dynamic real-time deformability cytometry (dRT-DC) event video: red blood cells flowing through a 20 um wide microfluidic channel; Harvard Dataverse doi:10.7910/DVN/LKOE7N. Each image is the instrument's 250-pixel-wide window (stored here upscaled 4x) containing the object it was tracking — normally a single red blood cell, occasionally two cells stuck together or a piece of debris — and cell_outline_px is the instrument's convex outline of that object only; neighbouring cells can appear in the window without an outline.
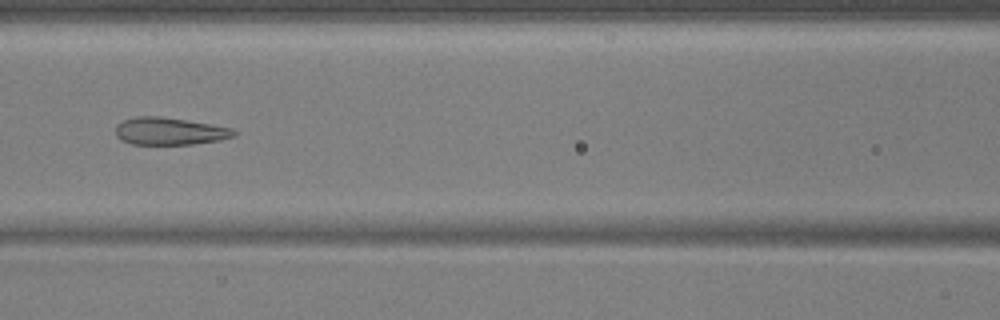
{"species": "common noctule bat (a hibernating species)", "species_latin": "Nyctalus noctula", "temperature_condition": "warm", "stored_images_in_passage": 54, "camera_frame_rate_fps": 3000, "um_per_image_px": 0.085, "animal": {"sex": "male", "body_mass_g": 17.9, "forearm_length_mm": 54.2}, "frame": {"image": 1, "passage_image": 24, "time_ms": 7.667, "image_size_px": [1000, 320], "cell_outline_px": [[236, 136], [220, 140], [192, 144], [132, 144], [120, 140], [116, 136], [116, 124], [124, 120], [136, 116], [160, 116], [232, 128], [236, 132]], "centroid_in_image_um": [14.38, 11.16], "position_along_channel_um": 152.2, "area_um2": 18.79}}
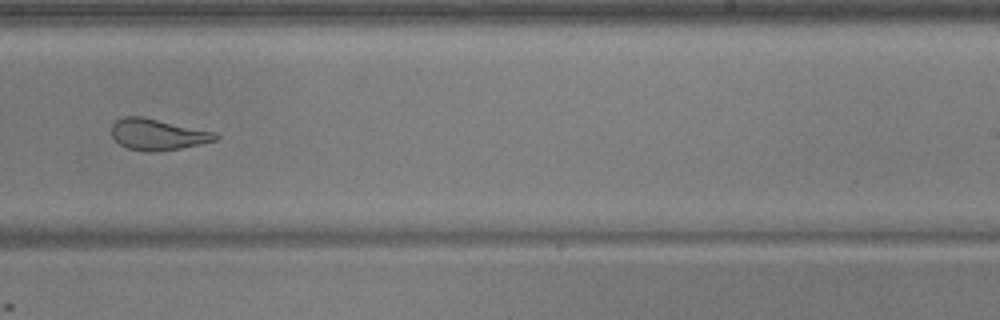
{"frame": {"image": 2, "passage_image": 34, "time_ms": 11.0, "image_size_px": [1000, 320], "cell_outline_px": [[220, 136], [216, 140], [200, 144], [180, 148], [152, 152], [148, 152], [128, 148], [120, 144], [112, 136], [112, 124], [116, 120], [124, 116], [144, 116], [216, 132]], "centroid_in_image_um": [13.41, 11.41], "position_along_channel_um": 275.6, "area_um2": 18.96}}
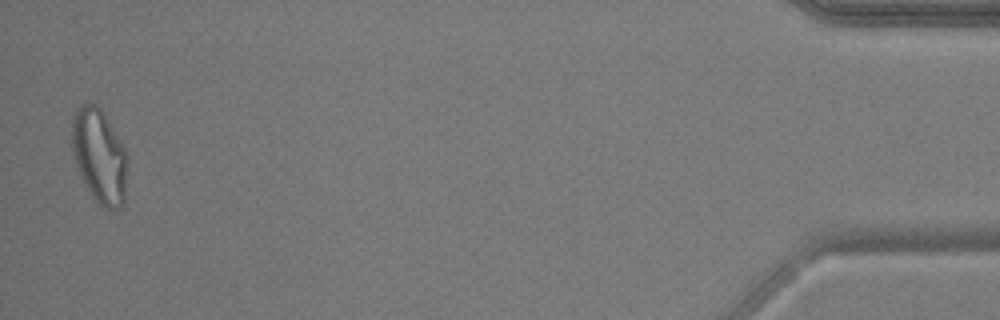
{"frame": {"image": 3, "passage_image": 53, "time_ms": 17.333, "image_size_px": [1000, 320], "cell_outline_px": [[128, 160], [124, 204], [120, 208], [108, 212], [92, 196], [84, 184], [76, 168], [72, 148], [72, 116], [80, 104], [88, 100], [96, 104], [104, 112], [120, 140], [124, 148]], "centroid_in_image_um": [8.44, 13.26], "position_along_channel_um": 426.8, "area_um2": 31.15}, "authors_computed_cell_mechanics": {"area_um2": 23.2934, "velocity_mm_per_s": 3.7147, "shape_relaxation_time_tau1_ms": null, "shape_relaxation_time_tau2_ms": 1.238, "deformation_change_tau1": null, "deformation_change_tau2": 0.0922}}